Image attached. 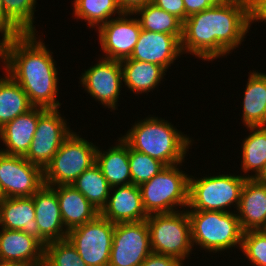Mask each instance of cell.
Returning <instances> with one entry per match:
<instances>
[{
  "mask_svg": "<svg viewBox=\"0 0 266 266\" xmlns=\"http://www.w3.org/2000/svg\"><path fill=\"white\" fill-rule=\"evenodd\" d=\"M44 185L43 170L24 156L0 151V186L4 198L30 197Z\"/></svg>",
  "mask_w": 266,
  "mask_h": 266,
  "instance_id": "13",
  "label": "cell"
},
{
  "mask_svg": "<svg viewBox=\"0 0 266 266\" xmlns=\"http://www.w3.org/2000/svg\"><path fill=\"white\" fill-rule=\"evenodd\" d=\"M72 186L80 191L99 212L106 205L111 190L110 184L96 163L85 170L72 183Z\"/></svg>",
  "mask_w": 266,
  "mask_h": 266,
  "instance_id": "30",
  "label": "cell"
},
{
  "mask_svg": "<svg viewBox=\"0 0 266 266\" xmlns=\"http://www.w3.org/2000/svg\"><path fill=\"white\" fill-rule=\"evenodd\" d=\"M251 26V0H228L192 14L183 22L182 54L204 62L227 58L246 41Z\"/></svg>",
  "mask_w": 266,
  "mask_h": 266,
  "instance_id": "1",
  "label": "cell"
},
{
  "mask_svg": "<svg viewBox=\"0 0 266 266\" xmlns=\"http://www.w3.org/2000/svg\"><path fill=\"white\" fill-rule=\"evenodd\" d=\"M257 22L266 24V0H251V24Z\"/></svg>",
  "mask_w": 266,
  "mask_h": 266,
  "instance_id": "39",
  "label": "cell"
},
{
  "mask_svg": "<svg viewBox=\"0 0 266 266\" xmlns=\"http://www.w3.org/2000/svg\"><path fill=\"white\" fill-rule=\"evenodd\" d=\"M59 109H47L38 120L37 129L27 154L30 163L42 170L50 163L63 142L73 133L68 119Z\"/></svg>",
  "mask_w": 266,
  "mask_h": 266,
  "instance_id": "10",
  "label": "cell"
},
{
  "mask_svg": "<svg viewBox=\"0 0 266 266\" xmlns=\"http://www.w3.org/2000/svg\"><path fill=\"white\" fill-rule=\"evenodd\" d=\"M129 167L131 183L134 185H140L143 182L152 179L163 170L166 165L147 154L140 153L129 147Z\"/></svg>",
  "mask_w": 266,
  "mask_h": 266,
  "instance_id": "33",
  "label": "cell"
},
{
  "mask_svg": "<svg viewBox=\"0 0 266 266\" xmlns=\"http://www.w3.org/2000/svg\"><path fill=\"white\" fill-rule=\"evenodd\" d=\"M23 32L8 18L3 5V0H0V37L2 40L20 36Z\"/></svg>",
  "mask_w": 266,
  "mask_h": 266,
  "instance_id": "35",
  "label": "cell"
},
{
  "mask_svg": "<svg viewBox=\"0 0 266 266\" xmlns=\"http://www.w3.org/2000/svg\"><path fill=\"white\" fill-rule=\"evenodd\" d=\"M146 221L152 252L173 256L182 262L189 259L191 254H195L192 253L196 247L192 244L190 220L186 209L148 215Z\"/></svg>",
  "mask_w": 266,
  "mask_h": 266,
  "instance_id": "8",
  "label": "cell"
},
{
  "mask_svg": "<svg viewBox=\"0 0 266 266\" xmlns=\"http://www.w3.org/2000/svg\"><path fill=\"white\" fill-rule=\"evenodd\" d=\"M179 57H183L181 42L174 35L142 29L131 56L124 60L154 63L168 71Z\"/></svg>",
  "mask_w": 266,
  "mask_h": 266,
  "instance_id": "15",
  "label": "cell"
},
{
  "mask_svg": "<svg viewBox=\"0 0 266 266\" xmlns=\"http://www.w3.org/2000/svg\"><path fill=\"white\" fill-rule=\"evenodd\" d=\"M35 218L33 196L0 201V228L25 232L46 246L48 242L41 236Z\"/></svg>",
  "mask_w": 266,
  "mask_h": 266,
  "instance_id": "21",
  "label": "cell"
},
{
  "mask_svg": "<svg viewBox=\"0 0 266 266\" xmlns=\"http://www.w3.org/2000/svg\"><path fill=\"white\" fill-rule=\"evenodd\" d=\"M133 15H137L136 18L140 23L141 29L174 35L181 42L183 22L152 2L136 9Z\"/></svg>",
  "mask_w": 266,
  "mask_h": 266,
  "instance_id": "28",
  "label": "cell"
},
{
  "mask_svg": "<svg viewBox=\"0 0 266 266\" xmlns=\"http://www.w3.org/2000/svg\"><path fill=\"white\" fill-rule=\"evenodd\" d=\"M187 212L193 247L196 246L209 254L241 249L243 230L235 210Z\"/></svg>",
  "mask_w": 266,
  "mask_h": 266,
  "instance_id": "4",
  "label": "cell"
},
{
  "mask_svg": "<svg viewBox=\"0 0 266 266\" xmlns=\"http://www.w3.org/2000/svg\"><path fill=\"white\" fill-rule=\"evenodd\" d=\"M248 75L241 103L243 126H266V78L258 70Z\"/></svg>",
  "mask_w": 266,
  "mask_h": 266,
  "instance_id": "25",
  "label": "cell"
},
{
  "mask_svg": "<svg viewBox=\"0 0 266 266\" xmlns=\"http://www.w3.org/2000/svg\"><path fill=\"white\" fill-rule=\"evenodd\" d=\"M124 86L130 93L146 95L166 79L167 70L157 64L137 60L120 61ZM162 81V82H161Z\"/></svg>",
  "mask_w": 266,
  "mask_h": 266,
  "instance_id": "24",
  "label": "cell"
},
{
  "mask_svg": "<svg viewBox=\"0 0 266 266\" xmlns=\"http://www.w3.org/2000/svg\"><path fill=\"white\" fill-rule=\"evenodd\" d=\"M57 194L62 222L69 231L94 220L100 212L72 185L52 187Z\"/></svg>",
  "mask_w": 266,
  "mask_h": 266,
  "instance_id": "22",
  "label": "cell"
},
{
  "mask_svg": "<svg viewBox=\"0 0 266 266\" xmlns=\"http://www.w3.org/2000/svg\"><path fill=\"white\" fill-rule=\"evenodd\" d=\"M97 61L81 73L79 83L93 100L114 112L118 110L123 85L121 64L118 60L103 57Z\"/></svg>",
  "mask_w": 266,
  "mask_h": 266,
  "instance_id": "11",
  "label": "cell"
},
{
  "mask_svg": "<svg viewBox=\"0 0 266 266\" xmlns=\"http://www.w3.org/2000/svg\"><path fill=\"white\" fill-rule=\"evenodd\" d=\"M235 212L243 232L266 230V184L246 179Z\"/></svg>",
  "mask_w": 266,
  "mask_h": 266,
  "instance_id": "20",
  "label": "cell"
},
{
  "mask_svg": "<svg viewBox=\"0 0 266 266\" xmlns=\"http://www.w3.org/2000/svg\"><path fill=\"white\" fill-rule=\"evenodd\" d=\"M79 133L80 131H73L43 170L45 185H72L85 170L96 163L97 145Z\"/></svg>",
  "mask_w": 266,
  "mask_h": 266,
  "instance_id": "7",
  "label": "cell"
},
{
  "mask_svg": "<svg viewBox=\"0 0 266 266\" xmlns=\"http://www.w3.org/2000/svg\"><path fill=\"white\" fill-rule=\"evenodd\" d=\"M115 224L100 214L68 231L67 240L88 266H108Z\"/></svg>",
  "mask_w": 266,
  "mask_h": 266,
  "instance_id": "9",
  "label": "cell"
},
{
  "mask_svg": "<svg viewBox=\"0 0 266 266\" xmlns=\"http://www.w3.org/2000/svg\"><path fill=\"white\" fill-rule=\"evenodd\" d=\"M151 252L146 220L115 224L108 266H140Z\"/></svg>",
  "mask_w": 266,
  "mask_h": 266,
  "instance_id": "12",
  "label": "cell"
},
{
  "mask_svg": "<svg viewBox=\"0 0 266 266\" xmlns=\"http://www.w3.org/2000/svg\"><path fill=\"white\" fill-rule=\"evenodd\" d=\"M258 182L266 184V162L264 168L259 173V175L255 178Z\"/></svg>",
  "mask_w": 266,
  "mask_h": 266,
  "instance_id": "41",
  "label": "cell"
},
{
  "mask_svg": "<svg viewBox=\"0 0 266 266\" xmlns=\"http://www.w3.org/2000/svg\"><path fill=\"white\" fill-rule=\"evenodd\" d=\"M240 251L252 266H266V230L243 232Z\"/></svg>",
  "mask_w": 266,
  "mask_h": 266,
  "instance_id": "34",
  "label": "cell"
},
{
  "mask_svg": "<svg viewBox=\"0 0 266 266\" xmlns=\"http://www.w3.org/2000/svg\"><path fill=\"white\" fill-rule=\"evenodd\" d=\"M43 107H33L0 128V151L9 155L25 156L33 140L39 117L46 111Z\"/></svg>",
  "mask_w": 266,
  "mask_h": 266,
  "instance_id": "19",
  "label": "cell"
},
{
  "mask_svg": "<svg viewBox=\"0 0 266 266\" xmlns=\"http://www.w3.org/2000/svg\"><path fill=\"white\" fill-rule=\"evenodd\" d=\"M141 26L133 13L123 12L120 16L110 19L95 32L104 55L103 58L124 60L131 56L136 45Z\"/></svg>",
  "mask_w": 266,
  "mask_h": 266,
  "instance_id": "14",
  "label": "cell"
},
{
  "mask_svg": "<svg viewBox=\"0 0 266 266\" xmlns=\"http://www.w3.org/2000/svg\"><path fill=\"white\" fill-rule=\"evenodd\" d=\"M123 12L133 13L136 9L151 2V0H116Z\"/></svg>",
  "mask_w": 266,
  "mask_h": 266,
  "instance_id": "40",
  "label": "cell"
},
{
  "mask_svg": "<svg viewBox=\"0 0 266 266\" xmlns=\"http://www.w3.org/2000/svg\"><path fill=\"white\" fill-rule=\"evenodd\" d=\"M100 215L114 224L145 221L148 215L143 208L139 185L131 183L111 187Z\"/></svg>",
  "mask_w": 266,
  "mask_h": 266,
  "instance_id": "17",
  "label": "cell"
},
{
  "mask_svg": "<svg viewBox=\"0 0 266 266\" xmlns=\"http://www.w3.org/2000/svg\"><path fill=\"white\" fill-rule=\"evenodd\" d=\"M182 164L166 166L152 179L139 185L147 215L171 213L188 207L190 175L180 168Z\"/></svg>",
  "mask_w": 266,
  "mask_h": 266,
  "instance_id": "5",
  "label": "cell"
},
{
  "mask_svg": "<svg viewBox=\"0 0 266 266\" xmlns=\"http://www.w3.org/2000/svg\"><path fill=\"white\" fill-rule=\"evenodd\" d=\"M43 266H88L67 240L52 241L45 246Z\"/></svg>",
  "mask_w": 266,
  "mask_h": 266,
  "instance_id": "32",
  "label": "cell"
},
{
  "mask_svg": "<svg viewBox=\"0 0 266 266\" xmlns=\"http://www.w3.org/2000/svg\"><path fill=\"white\" fill-rule=\"evenodd\" d=\"M117 138L115 145L106 150L97 146L96 152V165L111 187L131 184L129 146L121 137Z\"/></svg>",
  "mask_w": 266,
  "mask_h": 266,
  "instance_id": "23",
  "label": "cell"
},
{
  "mask_svg": "<svg viewBox=\"0 0 266 266\" xmlns=\"http://www.w3.org/2000/svg\"><path fill=\"white\" fill-rule=\"evenodd\" d=\"M246 128L249 134L243 138L240 145V157H242L240 167L244 172L243 177L255 179L266 162V126H248Z\"/></svg>",
  "mask_w": 266,
  "mask_h": 266,
  "instance_id": "26",
  "label": "cell"
},
{
  "mask_svg": "<svg viewBox=\"0 0 266 266\" xmlns=\"http://www.w3.org/2000/svg\"><path fill=\"white\" fill-rule=\"evenodd\" d=\"M39 33L4 39L1 65L27 94L34 107L59 109V72L53 52ZM4 65V66H3Z\"/></svg>",
  "mask_w": 266,
  "mask_h": 266,
  "instance_id": "2",
  "label": "cell"
},
{
  "mask_svg": "<svg viewBox=\"0 0 266 266\" xmlns=\"http://www.w3.org/2000/svg\"><path fill=\"white\" fill-rule=\"evenodd\" d=\"M45 246L19 230L0 228V263L43 266Z\"/></svg>",
  "mask_w": 266,
  "mask_h": 266,
  "instance_id": "16",
  "label": "cell"
},
{
  "mask_svg": "<svg viewBox=\"0 0 266 266\" xmlns=\"http://www.w3.org/2000/svg\"><path fill=\"white\" fill-rule=\"evenodd\" d=\"M173 125L165 118L148 115L143 120H135L120 137L135 151L147 154L166 166L177 165L185 161L195 141Z\"/></svg>",
  "mask_w": 266,
  "mask_h": 266,
  "instance_id": "3",
  "label": "cell"
},
{
  "mask_svg": "<svg viewBox=\"0 0 266 266\" xmlns=\"http://www.w3.org/2000/svg\"><path fill=\"white\" fill-rule=\"evenodd\" d=\"M151 2L164 11L176 16L182 22L186 20L185 5L183 0H151Z\"/></svg>",
  "mask_w": 266,
  "mask_h": 266,
  "instance_id": "36",
  "label": "cell"
},
{
  "mask_svg": "<svg viewBox=\"0 0 266 266\" xmlns=\"http://www.w3.org/2000/svg\"><path fill=\"white\" fill-rule=\"evenodd\" d=\"M33 202L36 212L35 220L41 236L48 243L65 240L68 230L62 222L56 191L44 184L33 195Z\"/></svg>",
  "mask_w": 266,
  "mask_h": 266,
  "instance_id": "18",
  "label": "cell"
},
{
  "mask_svg": "<svg viewBox=\"0 0 266 266\" xmlns=\"http://www.w3.org/2000/svg\"><path fill=\"white\" fill-rule=\"evenodd\" d=\"M71 3L72 15L76 20H84L87 22V27L96 30L123 13L116 0H73Z\"/></svg>",
  "mask_w": 266,
  "mask_h": 266,
  "instance_id": "29",
  "label": "cell"
},
{
  "mask_svg": "<svg viewBox=\"0 0 266 266\" xmlns=\"http://www.w3.org/2000/svg\"><path fill=\"white\" fill-rule=\"evenodd\" d=\"M4 73L0 75V128L34 107L22 87Z\"/></svg>",
  "mask_w": 266,
  "mask_h": 266,
  "instance_id": "27",
  "label": "cell"
},
{
  "mask_svg": "<svg viewBox=\"0 0 266 266\" xmlns=\"http://www.w3.org/2000/svg\"><path fill=\"white\" fill-rule=\"evenodd\" d=\"M2 42H3V40L0 39V64H1V60H2Z\"/></svg>",
  "mask_w": 266,
  "mask_h": 266,
  "instance_id": "42",
  "label": "cell"
},
{
  "mask_svg": "<svg viewBox=\"0 0 266 266\" xmlns=\"http://www.w3.org/2000/svg\"><path fill=\"white\" fill-rule=\"evenodd\" d=\"M37 0H3L8 18L23 32L37 33L35 16Z\"/></svg>",
  "mask_w": 266,
  "mask_h": 266,
  "instance_id": "31",
  "label": "cell"
},
{
  "mask_svg": "<svg viewBox=\"0 0 266 266\" xmlns=\"http://www.w3.org/2000/svg\"><path fill=\"white\" fill-rule=\"evenodd\" d=\"M228 0H183L185 5L186 19L195 13H199L213 6H219Z\"/></svg>",
  "mask_w": 266,
  "mask_h": 266,
  "instance_id": "38",
  "label": "cell"
},
{
  "mask_svg": "<svg viewBox=\"0 0 266 266\" xmlns=\"http://www.w3.org/2000/svg\"><path fill=\"white\" fill-rule=\"evenodd\" d=\"M0 266H20V265H17V264L0 263Z\"/></svg>",
  "mask_w": 266,
  "mask_h": 266,
  "instance_id": "43",
  "label": "cell"
},
{
  "mask_svg": "<svg viewBox=\"0 0 266 266\" xmlns=\"http://www.w3.org/2000/svg\"><path fill=\"white\" fill-rule=\"evenodd\" d=\"M209 175L189 177V203L187 211L232 212L239 205L246 178L242 174ZM231 209V210H230Z\"/></svg>",
  "mask_w": 266,
  "mask_h": 266,
  "instance_id": "6",
  "label": "cell"
},
{
  "mask_svg": "<svg viewBox=\"0 0 266 266\" xmlns=\"http://www.w3.org/2000/svg\"><path fill=\"white\" fill-rule=\"evenodd\" d=\"M4 198L3 196V193H2V189H1V186H0V201Z\"/></svg>",
  "mask_w": 266,
  "mask_h": 266,
  "instance_id": "44",
  "label": "cell"
},
{
  "mask_svg": "<svg viewBox=\"0 0 266 266\" xmlns=\"http://www.w3.org/2000/svg\"><path fill=\"white\" fill-rule=\"evenodd\" d=\"M184 264L176 257L151 252L140 266H185Z\"/></svg>",
  "mask_w": 266,
  "mask_h": 266,
  "instance_id": "37",
  "label": "cell"
}]
</instances>
